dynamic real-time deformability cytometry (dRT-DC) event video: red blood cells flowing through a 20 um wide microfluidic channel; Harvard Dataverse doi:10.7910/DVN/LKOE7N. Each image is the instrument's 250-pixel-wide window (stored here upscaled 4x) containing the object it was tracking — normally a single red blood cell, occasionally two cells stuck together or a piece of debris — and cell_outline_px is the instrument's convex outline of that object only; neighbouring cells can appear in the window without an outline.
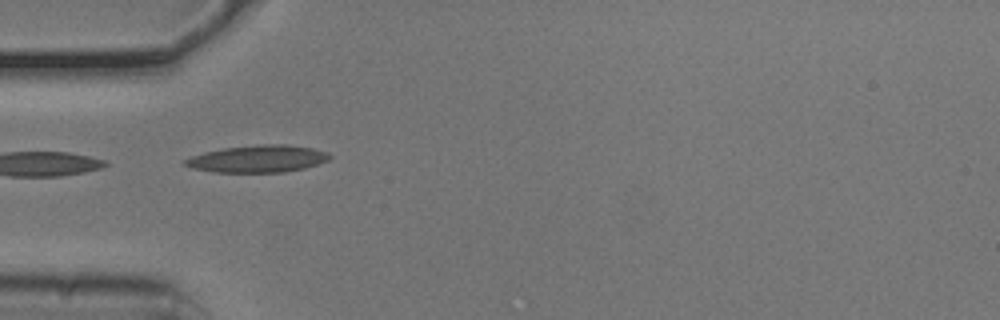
{"species": "common noctule bat (a hibernating species)", "species_latin": "Nyctalus noctula", "temperature_condition": "cold", "stored_images_in_passage": 6, "camera_frame_rate_fps": 3000, "um_per_image_px": 0.085, "animal": {"sex": "male", "body_mass_g": 20.5, "forearm_length_mm": 52.5}, "frame": {"image": 1, "passage_image": 1, "time_ms": 0.0, "image_size_px": [1000, 320], "cell_outline_px": [[332, 156], [328, 160], [304, 168], [284, 172], [216, 172], [192, 168], [184, 164], [180, 160], [204, 152], [224, 148], [260, 144], [288, 144], [312, 148], [328, 152]], "centroid_in_image_um": [21.9, 13.49], "position_along_channel_um": 63.1, "area_um2": 22.89}}